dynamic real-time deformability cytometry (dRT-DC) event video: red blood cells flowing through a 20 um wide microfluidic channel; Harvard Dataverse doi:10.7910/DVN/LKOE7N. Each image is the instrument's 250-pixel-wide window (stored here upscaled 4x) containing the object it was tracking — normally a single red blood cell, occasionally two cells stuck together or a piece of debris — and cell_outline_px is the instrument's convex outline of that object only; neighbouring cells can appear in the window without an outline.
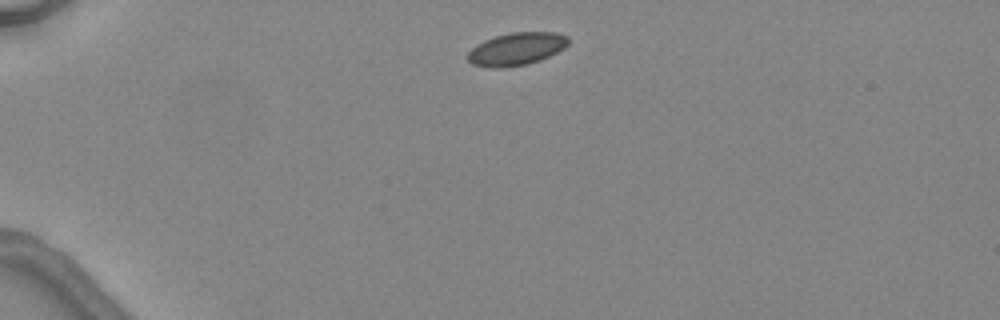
{"species": "common noctule bat (a hibernating species)", "species_latin": "Nyctalus noctula", "temperature_condition": "warm", "stored_images_in_passage": 2, "camera_frame_rate_fps": 3000, "um_per_image_px": 0.085, "animal": {"sex": "female", "body_mass_g": 24.6, "forearm_length_mm": 56.2}, "frame": {"image": 1, "passage_image": 1, "time_ms": 0.0, "image_size_px": [1000, 320], "cell_outline_px": [[568, 44], [564, 48], [540, 60], [528, 64], [504, 68], [492, 68], [472, 64], [468, 60], [468, 52], [476, 44], [484, 40], [496, 36], [512, 32], [556, 32], [568, 36]], "centroid_in_image_um": [43.89, 4.16], "position_along_channel_um": 41.1, "area_um2": 19.19}}